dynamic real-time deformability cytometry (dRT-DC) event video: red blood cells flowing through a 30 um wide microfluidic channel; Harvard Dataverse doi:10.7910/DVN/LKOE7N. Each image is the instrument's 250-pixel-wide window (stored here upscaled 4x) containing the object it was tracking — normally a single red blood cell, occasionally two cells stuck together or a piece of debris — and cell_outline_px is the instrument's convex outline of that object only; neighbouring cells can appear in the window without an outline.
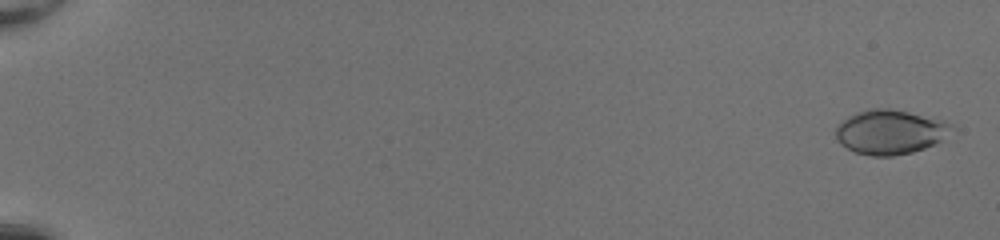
{"species": "common noctule bat (a hibernating species)", "species_latin": "Nyctalus noctula", "temperature_condition": "room temperature", "stored_images_in_passage": 52, "camera_frame_rate_fps": 3000, "um_per_image_px": 0.085, "animal": {"sex": "female", "body_mass_g": 20.0, "forearm_length_mm": 54.0}, "frame": {"image": 1, "passage_image": 2, "time_ms": 0.333, "image_size_px": [1000, 240], "cell_outline_px": [[956, 128], [940, 140], [924, 148], [912, 152], [892, 156], [872, 156], [856, 152], [840, 144], [836, 136], [836, 128], [848, 116], [868, 108], [888, 108], [908, 112], [944, 120], [952, 124]], "centroid_in_image_um": [75.67, 11.21], "position_along_channel_um": 9.3, "area_um2": 29.77}}
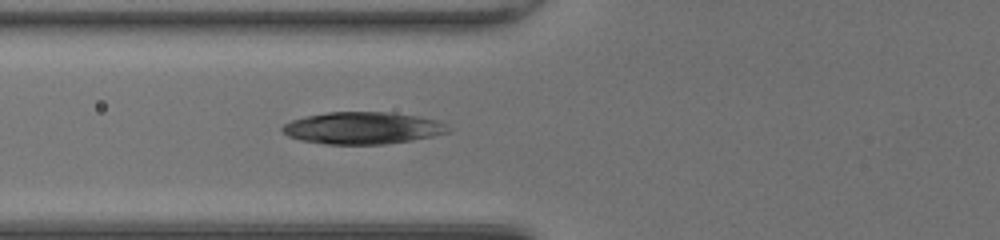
{"frame": {"image": 2, "passage_image": 23, "time_ms": 7.333, "image_size_px": [1000, 240], "cell_outline_px": [[452, 128], [448, 132], [432, 136], [412, 140], [384, 144], [324, 144], [300, 140], [288, 136], [280, 128], [284, 124], [292, 120], [304, 116], [328, 112], [388, 112], [420, 116], [436, 120], [448, 124]], "centroid_in_image_um": [30.84, 10.88], "position_along_channel_um": 95.0, "area_um2": 31.1}}
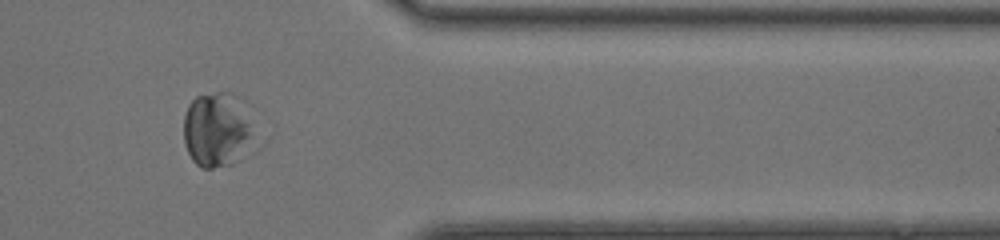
{"frame": {"image": 3, "passage_image": 45, "time_ms": 14.667, "image_size_px": [1000, 240], "cell_outline_px": [[248, 136], [236, 160], [232, 164], [212, 168], [200, 168], [192, 160], [184, 144], [184, 116], [188, 104], [196, 96], [216, 92], [232, 92], [236, 96], [248, 124]], "centroid_in_image_um": [18.26, 11.01], "position_along_channel_um": 393.1, "area_um2": 28.9}}